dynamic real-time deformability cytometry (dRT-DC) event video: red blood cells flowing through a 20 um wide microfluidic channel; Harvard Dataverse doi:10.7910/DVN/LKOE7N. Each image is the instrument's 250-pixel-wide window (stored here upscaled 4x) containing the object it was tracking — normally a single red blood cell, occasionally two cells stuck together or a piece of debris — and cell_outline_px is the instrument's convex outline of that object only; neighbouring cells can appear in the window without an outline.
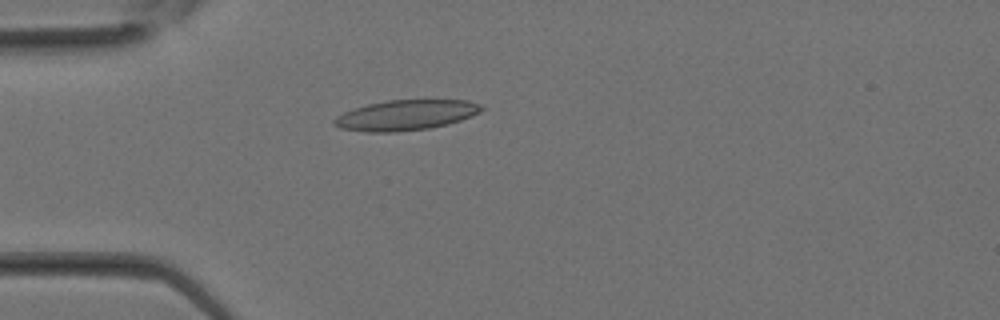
{"species": "Egyptian fruit bat (a non-hibernating species)", "species_latin": "Rousettus aegyptiacus", "temperature_condition": "room temperature", "stored_images_in_passage": 32, "camera_frame_rate_fps": 3000, "um_per_image_px": 0.085, "animal": {"sex": "female"}, "frame": {"image": 1, "passage_image": 9, "time_ms": 2.667, "image_size_px": [1000, 320], "cell_outline_px": [[484, 108], [480, 112], [460, 120], [448, 124], [428, 128], [396, 132], [368, 132], [340, 128], [332, 124], [332, 120], [336, 116], [344, 112], [368, 104], [388, 100], [468, 100], [480, 104]], "centroid_in_image_um": [34.48, 9.78], "position_along_channel_um": 50.5, "area_um2": 25.89}}
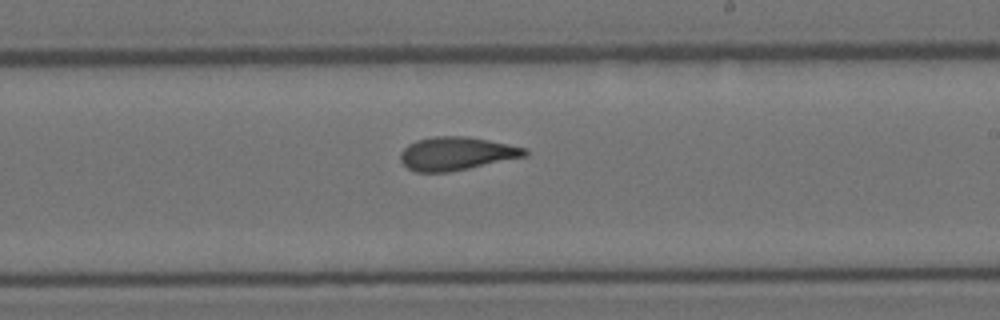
{"frame": {"image": 2, "passage_image": 19, "time_ms": 6.0, "image_size_px": [1000, 320], "cell_outline_px": [[528, 156], [448, 172], [416, 172], [408, 168], [400, 160], [400, 152], [408, 144], [416, 140], [436, 136], [464, 136], [488, 140], [528, 148]], "centroid_in_image_um": [38.8, 13.05], "position_along_channel_um": 250.2, "area_um2": 24.1}}
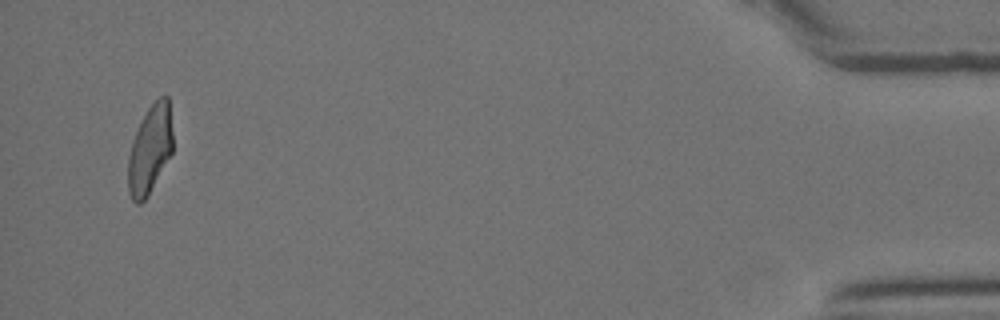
{"frame": {"image": 3, "passage_image": 31, "time_ms": 10.0, "image_size_px": [1000, 320], "cell_outline_px": [[172, 152], [144, 200], [140, 204], [136, 204], [132, 200], [128, 192], [128, 156], [132, 140], [148, 108], [160, 96], [168, 96], [172, 132]], "centroid_in_image_um": [12.73, 12.71], "position_along_channel_um": 422.5, "area_um2": 22.54}}